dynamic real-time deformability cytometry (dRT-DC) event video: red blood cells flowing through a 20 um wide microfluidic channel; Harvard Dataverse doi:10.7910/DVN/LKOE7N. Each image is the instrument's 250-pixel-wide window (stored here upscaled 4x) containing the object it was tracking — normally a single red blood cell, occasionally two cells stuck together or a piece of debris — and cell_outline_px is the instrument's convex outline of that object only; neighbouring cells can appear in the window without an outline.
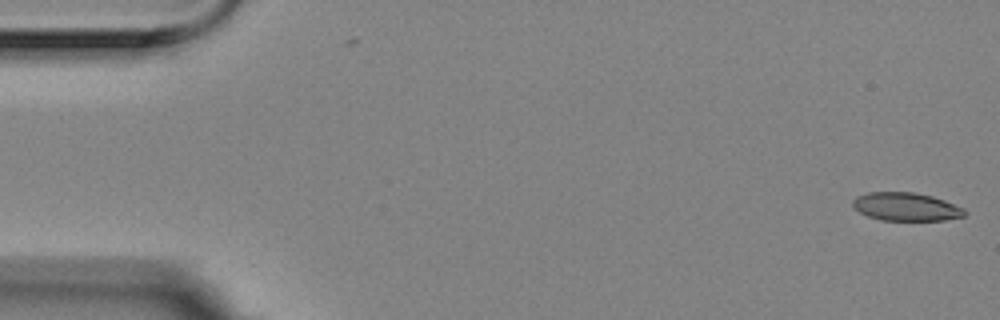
{"species": "Egyptian fruit bat (a non-hibernating species)", "species_latin": "Rousettus aegyptiacus", "temperature_condition": "room temperature", "stored_images_in_passage": 2, "camera_frame_rate_fps": 3000, "um_per_image_px": 0.085, "animal": {"sex": "female"}, "frame": {"image": 1, "passage_image": 2, "time_ms": 0.333, "image_size_px": [1000, 320], "cell_outline_px": [[968, 212], [964, 216], [944, 220], [880, 220], [868, 216], [852, 208], [852, 200], [856, 196], [868, 192], [912, 192], [932, 196], [944, 200], [964, 208]], "centroid_in_image_um": [76.99, 17.57], "position_along_channel_um": 8.0, "area_um2": 18.5}}